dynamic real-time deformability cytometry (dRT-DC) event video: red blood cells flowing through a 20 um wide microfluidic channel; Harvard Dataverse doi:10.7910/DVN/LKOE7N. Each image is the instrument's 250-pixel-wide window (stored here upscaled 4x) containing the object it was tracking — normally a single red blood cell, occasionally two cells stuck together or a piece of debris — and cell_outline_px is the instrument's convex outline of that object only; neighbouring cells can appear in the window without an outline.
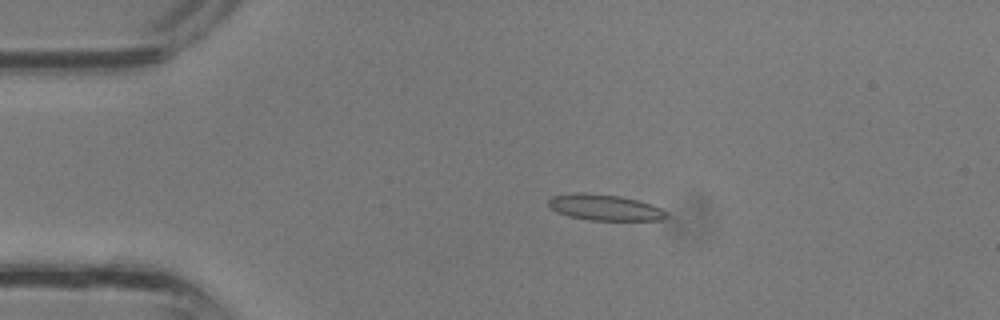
{"species": "common noctule bat (a hibernating species)", "species_latin": "Nyctalus noctula", "temperature_condition": "room temperature", "stored_images_in_passage": 33, "camera_frame_rate_fps": 3000, "um_per_image_px": 0.085, "animal": {"sex": "male", "body_mass_g": 13.3}, "frame": {"image": 1, "passage_image": 6, "time_ms": 1.667, "image_size_px": [1000, 320], "cell_outline_px": [[668, 216], [664, 220], [588, 220], [568, 216], [556, 212], [548, 204], [548, 200], [552, 196], [576, 192], [584, 192], [620, 196], [636, 200], [660, 208], [668, 212]], "centroid_in_image_um": [51.38, 17.64], "position_along_channel_um": 33.6, "area_um2": 17.86}}
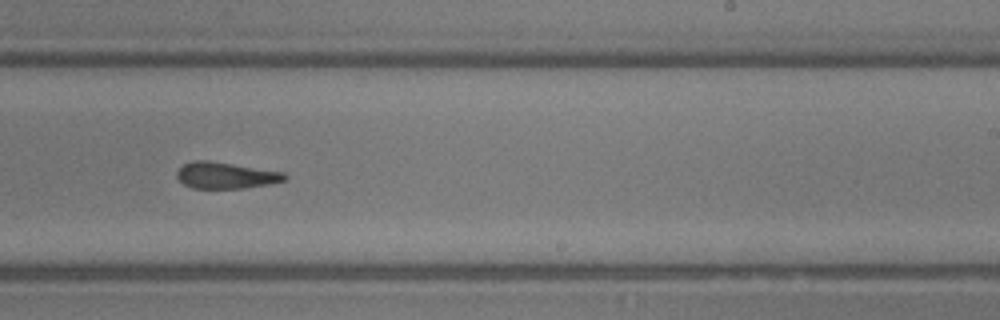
{"frame": {"image": 2, "passage_image": 20, "time_ms": 6.333, "image_size_px": [1000, 320], "cell_outline_px": [[288, 176], [284, 180], [268, 184], [244, 188], [192, 188], [184, 184], [176, 176], [176, 172], [184, 164], [192, 160], [208, 160], [284, 172]], "centroid_in_image_um": [19.17, 14.9], "position_along_channel_um": 269.8, "area_um2": 16.47}}
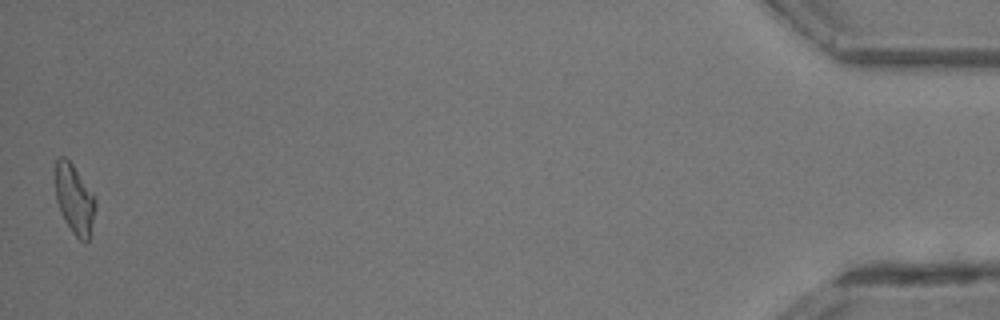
{"frame": {"image": 3, "passage_image": 33, "time_ms": 10.667, "image_size_px": [1000, 320], "cell_outline_px": [[96, 208], [88, 240], [84, 244], [72, 232], [64, 220], [56, 200], [56, 160], [60, 156], [64, 156], [72, 164], [96, 200]], "centroid_in_image_um": [6.32, 16.97], "position_along_channel_um": 428.9, "area_um2": 15.9}}